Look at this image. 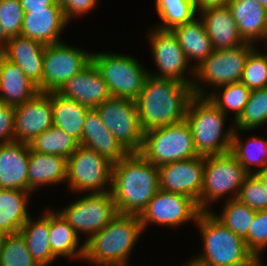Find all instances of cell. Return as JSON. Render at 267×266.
<instances>
[{
  "label": "cell",
  "instance_id": "cell-11",
  "mask_svg": "<svg viewBox=\"0 0 267 266\" xmlns=\"http://www.w3.org/2000/svg\"><path fill=\"white\" fill-rule=\"evenodd\" d=\"M105 126L128 153H140L144 131L136 102L130 98L111 97L94 108Z\"/></svg>",
  "mask_w": 267,
  "mask_h": 266
},
{
  "label": "cell",
  "instance_id": "cell-22",
  "mask_svg": "<svg viewBox=\"0 0 267 266\" xmlns=\"http://www.w3.org/2000/svg\"><path fill=\"white\" fill-rule=\"evenodd\" d=\"M79 145L95 150L112 164L128 154L105 126L95 109H90L86 114Z\"/></svg>",
  "mask_w": 267,
  "mask_h": 266
},
{
  "label": "cell",
  "instance_id": "cell-2",
  "mask_svg": "<svg viewBox=\"0 0 267 266\" xmlns=\"http://www.w3.org/2000/svg\"><path fill=\"white\" fill-rule=\"evenodd\" d=\"M159 189L158 166L140 153H128L112 165L110 192L118 213L140 216Z\"/></svg>",
  "mask_w": 267,
  "mask_h": 266
},
{
  "label": "cell",
  "instance_id": "cell-33",
  "mask_svg": "<svg viewBox=\"0 0 267 266\" xmlns=\"http://www.w3.org/2000/svg\"><path fill=\"white\" fill-rule=\"evenodd\" d=\"M79 142L60 128L52 126L37 135L30 143V150L42 154L60 155L66 159L78 148Z\"/></svg>",
  "mask_w": 267,
  "mask_h": 266
},
{
  "label": "cell",
  "instance_id": "cell-47",
  "mask_svg": "<svg viewBox=\"0 0 267 266\" xmlns=\"http://www.w3.org/2000/svg\"><path fill=\"white\" fill-rule=\"evenodd\" d=\"M254 175L260 180L263 187L267 191V167L261 171H257Z\"/></svg>",
  "mask_w": 267,
  "mask_h": 266
},
{
  "label": "cell",
  "instance_id": "cell-39",
  "mask_svg": "<svg viewBox=\"0 0 267 266\" xmlns=\"http://www.w3.org/2000/svg\"><path fill=\"white\" fill-rule=\"evenodd\" d=\"M0 266H40L20 233L8 234L0 251Z\"/></svg>",
  "mask_w": 267,
  "mask_h": 266
},
{
  "label": "cell",
  "instance_id": "cell-16",
  "mask_svg": "<svg viewBox=\"0 0 267 266\" xmlns=\"http://www.w3.org/2000/svg\"><path fill=\"white\" fill-rule=\"evenodd\" d=\"M205 156L158 166L159 188L191 197L198 202L204 178Z\"/></svg>",
  "mask_w": 267,
  "mask_h": 266
},
{
  "label": "cell",
  "instance_id": "cell-36",
  "mask_svg": "<svg viewBox=\"0 0 267 266\" xmlns=\"http://www.w3.org/2000/svg\"><path fill=\"white\" fill-rule=\"evenodd\" d=\"M267 124V88L251 90L249 100L240 116L234 121V129L252 131Z\"/></svg>",
  "mask_w": 267,
  "mask_h": 266
},
{
  "label": "cell",
  "instance_id": "cell-19",
  "mask_svg": "<svg viewBox=\"0 0 267 266\" xmlns=\"http://www.w3.org/2000/svg\"><path fill=\"white\" fill-rule=\"evenodd\" d=\"M1 54L18 64L21 71L42 92V72L45 45L23 35L13 36L2 48Z\"/></svg>",
  "mask_w": 267,
  "mask_h": 266
},
{
  "label": "cell",
  "instance_id": "cell-25",
  "mask_svg": "<svg viewBox=\"0 0 267 266\" xmlns=\"http://www.w3.org/2000/svg\"><path fill=\"white\" fill-rule=\"evenodd\" d=\"M38 87L15 64L0 55V101L10 106H19L33 98Z\"/></svg>",
  "mask_w": 267,
  "mask_h": 266
},
{
  "label": "cell",
  "instance_id": "cell-46",
  "mask_svg": "<svg viewBox=\"0 0 267 266\" xmlns=\"http://www.w3.org/2000/svg\"><path fill=\"white\" fill-rule=\"evenodd\" d=\"M231 0H194L195 9L198 12L214 7L227 6Z\"/></svg>",
  "mask_w": 267,
  "mask_h": 266
},
{
  "label": "cell",
  "instance_id": "cell-51",
  "mask_svg": "<svg viewBox=\"0 0 267 266\" xmlns=\"http://www.w3.org/2000/svg\"><path fill=\"white\" fill-rule=\"evenodd\" d=\"M256 1L267 9V0H256Z\"/></svg>",
  "mask_w": 267,
  "mask_h": 266
},
{
  "label": "cell",
  "instance_id": "cell-8",
  "mask_svg": "<svg viewBox=\"0 0 267 266\" xmlns=\"http://www.w3.org/2000/svg\"><path fill=\"white\" fill-rule=\"evenodd\" d=\"M140 154L155 166L199 156L186 120L144 132Z\"/></svg>",
  "mask_w": 267,
  "mask_h": 266
},
{
  "label": "cell",
  "instance_id": "cell-42",
  "mask_svg": "<svg viewBox=\"0 0 267 266\" xmlns=\"http://www.w3.org/2000/svg\"><path fill=\"white\" fill-rule=\"evenodd\" d=\"M244 241L255 257H260L261 251L267 248V209L256 211Z\"/></svg>",
  "mask_w": 267,
  "mask_h": 266
},
{
  "label": "cell",
  "instance_id": "cell-43",
  "mask_svg": "<svg viewBox=\"0 0 267 266\" xmlns=\"http://www.w3.org/2000/svg\"><path fill=\"white\" fill-rule=\"evenodd\" d=\"M15 107L0 101V145L14 141Z\"/></svg>",
  "mask_w": 267,
  "mask_h": 266
},
{
  "label": "cell",
  "instance_id": "cell-14",
  "mask_svg": "<svg viewBox=\"0 0 267 266\" xmlns=\"http://www.w3.org/2000/svg\"><path fill=\"white\" fill-rule=\"evenodd\" d=\"M92 53L64 41L45 45L42 92H57L91 62Z\"/></svg>",
  "mask_w": 267,
  "mask_h": 266
},
{
  "label": "cell",
  "instance_id": "cell-49",
  "mask_svg": "<svg viewBox=\"0 0 267 266\" xmlns=\"http://www.w3.org/2000/svg\"><path fill=\"white\" fill-rule=\"evenodd\" d=\"M183 266H207L199 261H197L195 258H191L190 261L187 262V264H184Z\"/></svg>",
  "mask_w": 267,
  "mask_h": 266
},
{
  "label": "cell",
  "instance_id": "cell-50",
  "mask_svg": "<svg viewBox=\"0 0 267 266\" xmlns=\"http://www.w3.org/2000/svg\"><path fill=\"white\" fill-rule=\"evenodd\" d=\"M8 234L2 230H0V251L2 249V246H3V243H4V240L6 238Z\"/></svg>",
  "mask_w": 267,
  "mask_h": 266
},
{
  "label": "cell",
  "instance_id": "cell-44",
  "mask_svg": "<svg viewBox=\"0 0 267 266\" xmlns=\"http://www.w3.org/2000/svg\"><path fill=\"white\" fill-rule=\"evenodd\" d=\"M97 2L98 0H58L68 23L73 17L89 13L95 8Z\"/></svg>",
  "mask_w": 267,
  "mask_h": 266
},
{
  "label": "cell",
  "instance_id": "cell-7",
  "mask_svg": "<svg viewBox=\"0 0 267 266\" xmlns=\"http://www.w3.org/2000/svg\"><path fill=\"white\" fill-rule=\"evenodd\" d=\"M255 48L256 46L253 44L245 43L232 49L214 50L195 68L192 84L194 95L208 96L211 93L210 91L206 92L202 83L212 85L216 89L225 84L240 82L248 55Z\"/></svg>",
  "mask_w": 267,
  "mask_h": 266
},
{
  "label": "cell",
  "instance_id": "cell-35",
  "mask_svg": "<svg viewBox=\"0 0 267 266\" xmlns=\"http://www.w3.org/2000/svg\"><path fill=\"white\" fill-rule=\"evenodd\" d=\"M221 211L217 215L211 210L220 222L244 239L248 235L256 211L245 203L240 202L237 198L226 200Z\"/></svg>",
  "mask_w": 267,
  "mask_h": 266
},
{
  "label": "cell",
  "instance_id": "cell-21",
  "mask_svg": "<svg viewBox=\"0 0 267 266\" xmlns=\"http://www.w3.org/2000/svg\"><path fill=\"white\" fill-rule=\"evenodd\" d=\"M28 143L13 141L0 145V188L28 192Z\"/></svg>",
  "mask_w": 267,
  "mask_h": 266
},
{
  "label": "cell",
  "instance_id": "cell-29",
  "mask_svg": "<svg viewBox=\"0 0 267 266\" xmlns=\"http://www.w3.org/2000/svg\"><path fill=\"white\" fill-rule=\"evenodd\" d=\"M32 193L0 188V230L7 234L19 233L30 217L28 200Z\"/></svg>",
  "mask_w": 267,
  "mask_h": 266
},
{
  "label": "cell",
  "instance_id": "cell-32",
  "mask_svg": "<svg viewBox=\"0 0 267 266\" xmlns=\"http://www.w3.org/2000/svg\"><path fill=\"white\" fill-rule=\"evenodd\" d=\"M239 132V129H234L230 153L248 174L253 175L267 167V139L254 136L244 142ZM255 166L259 169L255 170Z\"/></svg>",
  "mask_w": 267,
  "mask_h": 266
},
{
  "label": "cell",
  "instance_id": "cell-23",
  "mask_svg": "<svg viewBox=\"0 0 267 266\" xmlns=\"http://www.w3.org/2000/svg\"><path fill=\"white\" fill-rule=\"evenodd\" d=\"M198 14L214 50L232 49L245 44L227 6L204 9Z\"/></svg>",
  "mask_w": 267,
  "mask_h": 266
},
{
  "label": "cell",
  "instance_id": "cell-1",
  "mask_svg": "<svg viewBox=\"0 0 267 266\" xmlns=\"http://www.w3.org/2000/svg\"><path fill=\"white\" fill-rule=\"evenodd\" d=\"M193 96L192 85L148 75L135 99L142 130L146 132L184 121Z\"/></svg>",
  "mask_w": 267,
  "mask_h": 266
},
{
  "label": "cell",
  "instance_id": "cell-31",
  "mask_svg": "<svg viewBox=\"0 0 267 266\" xmlns=\"http://www.w3.org/2000/svg\"><path fill=\"white\" fill-rule=\"evenodd\" d=\"M58 212L50 210V246L52 253L58 257H73L83 261L84 241ZM80 245V246H79Z\"/></svg>",
  "mask_w": 267,
  "mask_h": 266
},
{
  "label": "cell",
  "instance_id": "cell-34",
  "mask_svg": "<svg viewBox=\"0 0 267 266\" xmlns=\"http://www.w3.org/2000/svg\"><path fill=\"white\" fill-rule=\"evenodd\" d=\"M161 20L159 29L172 30L174 27L192 21L198 15L194 0H155ZM163 22V23H162Z\"/></svg>",
  "mask_w": 267,
  "mask_h": 266
},
{
  "label": "cell",
  "instance_id": "cell-45",
  "mask_svg": "<svg viewBox=\"0 0 267 266\" xmlns=\"http://www.w3.org/2000/svg\"><path fill=\"white\" fill-rule=\"evenodd\" d=\"M24 12H32V10L45 9L58 0H20Z\"/></svg>",
  "mask_w": 267,
  "mask_h": 266
},
{
  "label": "cell",
  "instance_id": "cell-3",
  "mask_svg": "<svg viewBox=\"0 0 267 266\" xmlns=\"http://www.w3.org/2000/svg\"><path fill=\"white\" fill-rule=\"evenodd\" d=\"M142 233L139 216L118 213L84 241L83 260L98 266H128V258Z\"/></svg>",
  "mask_w": 267,
  "mask_h": 266
},
{
  "label": "cell",
  "instance_id": "cell-20",
  "mask_svg": "<svg viewBox=\"0 0 267 266\" xmlns=\"http://www.w3.org/2000/svg\"><path fill=\"white\" fill-rule=\"evenodd\" d=\"M68 24L59 3H53L45 9L24 12L21 35L50 45L61 42V32Z\"/></svg>",
  "mask_w": 267,
  "mask_h": 266
},
{
  "label": "cell",
  "instance_id": "cell-28",
  "mask_svg": "<svg viewBox=\"0 0 267 266\" xmlns=\"http://www.w3.org/2000/svg\"><path fill=\"white\" fill-rule=\"evenodd\" d=\"M187 60H195L194 69L199 66L213 51L212 41L205 31L204 24L199 18L176 26L172 29Z\"/></svg>",
  "mask_w": 267,
  "mask_h": 266
},
{
  "label": "cell",
  "instance_id": "cell-37",
  "mask_svg": "<svg viewBox=\"0 0 267 266\" xmlns=\"http://www.w3.org/2000/svg\"><path fill=\"white\" fill-rule=\"evenodd\" d=\"M223 87V88H221ZM222 90H221V89ZM218 91L210 93L207 97L225 114L233 111L235 121L242 113L249 100L251 90L243 83H231L217 87ZM222 93L220 94V92ZM220 94V95H219Z\"/></svg>",
  "mask_w": 267,
  "mask_h": 266
},
{
  "label": "cell",
  "instance_id": "cell-6",
  "mask_svg": "<svg viewBox=\"0 0 267 266\" xmlns=\"http://www.w3.org/2000/svg\"><path fill=\"white\" fill-rule=\"evenodd\" d=\"M248 175L230 152L205 156L203 186L197 202L199 209L211 211V203L219 201L230 192L233 195L227 197V200L236 199Z\"/></svg>",
  "mask_w": 267,
  "mask_h": 266
},
{
  "label": "cell",
  "instance_id": "cell-15",
  "mask_svg": "<svg viewBox=\"0 0 267 266\" xmlns=\"http://www.w3.org/2000/svg\"><path fill=\"white\" fill-rule=\"evenodd\" d=\"M201 210L191 197L159 189L140 214L142 229L148 224L178 227L188 222H196Z\"/></svg>",
  "mask_w": 267,
  "mask_h": 266
},
{
  "label": "cell",
  "instance_id": "cell-26",
  "mask_svg": "<svg viewBox=\"0 0 267 266\" xmlns=\"http://www.w3.org/2000/svg\"><path fill=\"white\" fill-rule=\"evenodd\" d=\"M67 159L60 155L29 151L28 192L34 193L41 186L66 182Z\"/></svg>",
  "mask_w": 267,
  "mask_h": 266
},
{
  "label": "cell",
  "instance_id": "cell-12",
  "mask_svg": "<svg viewBox=\"0 0 267 266\" xmlns=\"http://www.w3.org/2000/svg\"><path fill=\"white\" fill-rule=\"evenodd\" d=\"M67 223L86 240L102 230L118 214L111 192L89 193L58 211Z\"/></svg>",
  "mask_w": 267,
  "mask_h": 266
},
{
  "label": "cell",
  "instance_id": "cell-18",
  "mask_svg": "<svg viewBox=\"0 0 267 266\" xmlns=\"http://www.w3.org/2000/svg\"><path fill=\"white\" fill-rule=\"evenodd\" d=\"M57 93L90 109L112 97L106 82L92 61L66 81Z\"/></svg>",
  "mask_w": 267,
  "mask_h": 266
},
{
  "label": "cell",
  "instance_id": "cell-27",
  "mask_svg": "<svg viewBox=\"0 0 267 266\" xmlns=\"http://www.w3.org/2000/svg\"><path fill=\"white\" fill-rule=\"evenodd\" d=\"M50 209L45 210L38 220L29 217L19 230L24 238L32 258L40 266H49L57 257L50 246Z\"/></svg>",
  "mask_w": 267,
  "mask_h": 266
},
{
  "label": "cell",
  "instance_id": "cell-17",
  "mask_svg": "<svg viewBox=\"0 0 267 266\" xmlns=\"http://www.w3.org/2000/svg\"><path fill=\"white\" fill-rule=\"evenodd\" d=\"M54 126L50 92H38L15 107L14 141L30 143L37 135Z\"/></svg>",
  "mask_w": 267,
  "mask_h": 266
},
{
  "label": "cell",
  "instance_id": "cell-13",
  "mask_svg": "<svg viewBox=\"0 0 267 266\" xmlns=\"http://www.w3.org/2000/svg\"><path fill=\"white\" fill-rule=\"evenodd\" d=\"M147 36L149 37L152 59L160 72L156 74L155 72L148 71V74L155 78L173 79L192 85L195 69L191 66V63L189 65V61L173 31L154 27L152 30H149Z\"/></svg>",
  "mask_w": 267,
  "mask_h": 266
},
{
  "label": "cell",
  "instance_id": "cell-4",
  "mask_svg": "<svg viewBox=\"0 0 267 266\" xmlns=\"http://www.w3.org/2000/svg\"><path fill=\"white\" fill-rule=\"evenodd\" d=\"M226 117L207 96L194 95L191 98L185 120L190 126L199 156L230 152L234 128L224 132Z\"/></svg>",
  "mask_w": 267,
  "mask_h": 266
},
{
  "label": "cell",
  "instance_id": "cell-10",
  "mask_svg": "<svg viewBox=\"0 0 267 266\" xmlns=\"http://www.w3.org/2000/svg\"><path fill=\"white\" fill-rule=\"evenodd\" d=\"M112 165L95 150L79 145L67 159V189L73 193L110 192Z\"/></svg>",
  "mask_w": 267,
  "mask_h": 266
},
{
  "label": "cell",
  "instance_id": "cell-9",
  "mask_svg": "<svg viewBox=\"0 0 267 266\" xmlns=\"http://www.w3.org/2000/svg\"><path fill=\"white\" fill-rule=\"evenodd\" d=\"M91 61L106 82L112 97L136 99L148 77L137 59L116 53H92Z\"/></svg>",
  "mask_w": 267,
  "mask_h": 266
},
{
  "label": "cell",
  "instance_id": "cell-41",
  "mask_svg": "<svg viewBox=\"0 0 267 266\" xmlns=\"http://www.w3.org/2000/svg\"><path fill=\"white\" fill-rule=\"evenodd\" d=\"M237 199L255 211L267 209V191L254 174L244 179Z\"/></svg>",
  "mask_w": 267,
  "mask_h": 266
},
{
  "label": "cell",
  "instance_id": "cell-40",
  "mask_svg": "<svg viewBox=\"0 0 267 266\" xmlns=\"http://www.w3.org/2000/svg\"><path fill=\"white\" fill-rule=\"evenodd\" d=\"M240 82L250 90L267 88V53L255 48L248 55Z\"/></svg>",
  "mask_w": 267,
  "mask_h": 266
},
{
  "label": "cell",
  "instance_id": "cell-48",
  "mask_svg": "<svg viewBox=\"0 0 267 266\" xmlns=\"http://www.w3.org/2000/svg\"><path fill=\"white\" fill-rule=\"evenodd\" d=\"M260 257H254L250 262L240 266H264Z\"/></svg>",
  "mask_w": 267,
  "mask_h": 266
},
{
  "label": "cell",
  "instance_id": "cell-38",
  "mask_svg": "<svg viewBox=\"0 0 267 266\" xmlns=\"http://www.w3.org/2000/svg\"><path fill=\"white\" fill-rule=\"evenodd\" d=\"M24 10L20 0H0V47L13 36L21 35Z\"/></svg>",
  "mask_w": 267,
  "mask_h": 266
},
{
  "label": "cell",
  "instance_id": "cell-24",
  "mask_svg": "<svg viewBox=\"0 0 267 266\" xmlns=\"http://www.w3.org/2000/svg\"><path fill=\"white\" fill-rule=\"evenodd\" d=\"M227 7L245 43L255 45V41L263 39L267 45V9L265 7L256 0H231Z\"/></svg>",
  "mask_w": 267,
  "mask_h": 266
},
{
  "label": "cell",
  "instance_id": "cell-5",
  "mask_svg": "<svg viewBox=\"0 0 267 266\" xmlns=\"http://www.w3.org/2000/svg\"><path fill=\"white\" fill-rule=\"evenodd\" d=\"M203 239V251L195 259L207 266H240L255 256L243 238L220 222L211 211H201L194 223Z\"/></svg>",
  "mask_w": 267,
  "mask_h": 266
},
{
  "label": "cell",
  "instance_id": "cell-30",
  "mask_svg": "<svg viewBox=\"0 0 267 266\" xmlns=\"http://www.w3.org/2000/svg\"><path fill=\"white\" fill-rule=\"evenodd\" d=\"M54 126L81 142L84 121L90 108L74 100L63 97L57 92H50Z\"/></svg>",
  "mask_w": 267,
  "mask_h": 266
}]
</instances>
